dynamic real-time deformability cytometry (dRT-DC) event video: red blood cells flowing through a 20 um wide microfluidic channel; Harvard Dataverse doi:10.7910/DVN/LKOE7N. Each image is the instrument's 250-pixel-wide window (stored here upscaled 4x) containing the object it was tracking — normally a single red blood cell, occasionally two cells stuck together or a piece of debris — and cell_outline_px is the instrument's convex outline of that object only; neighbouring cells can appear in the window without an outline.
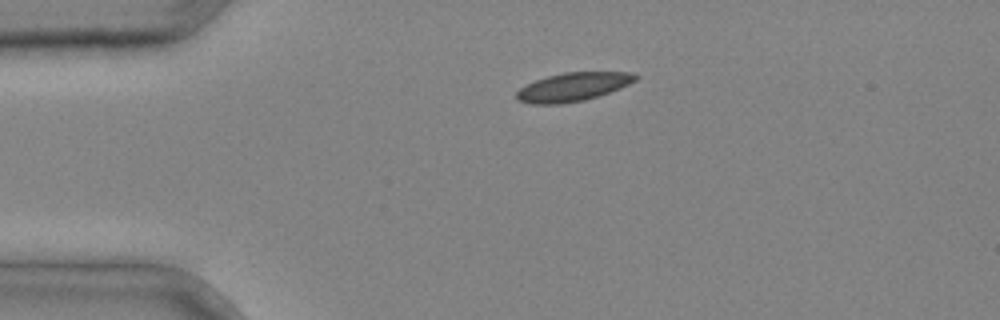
{"species": "common noctule bat (a hibernating species)", "species_latin": "Nyctalus noctula", "temperature_condition": "cold", "stored_images_in_passage": 2, "camera_frame_rate_fps": 3000, "um_per_image_px": 0.085, "animal": {"sex": "male", "body_mass_g": 20.4}, "frame": {"image": 1, "passage_image": 2, "time_ms": 0.333, "image_size_px": [1000, 320], "cell_outline_px": [[640, 76], [636, 80], [620, 88], [584, 100], [560, 104], [532, 104], [516, 100], [516, 92], [520, 88], [536, 80], [548, 76], [564, 72], [628, 72]], "centroid_in_image_um": [48.68, 7.39], "position_along_channel_um": 36.3, "area_um2": 19.59}}